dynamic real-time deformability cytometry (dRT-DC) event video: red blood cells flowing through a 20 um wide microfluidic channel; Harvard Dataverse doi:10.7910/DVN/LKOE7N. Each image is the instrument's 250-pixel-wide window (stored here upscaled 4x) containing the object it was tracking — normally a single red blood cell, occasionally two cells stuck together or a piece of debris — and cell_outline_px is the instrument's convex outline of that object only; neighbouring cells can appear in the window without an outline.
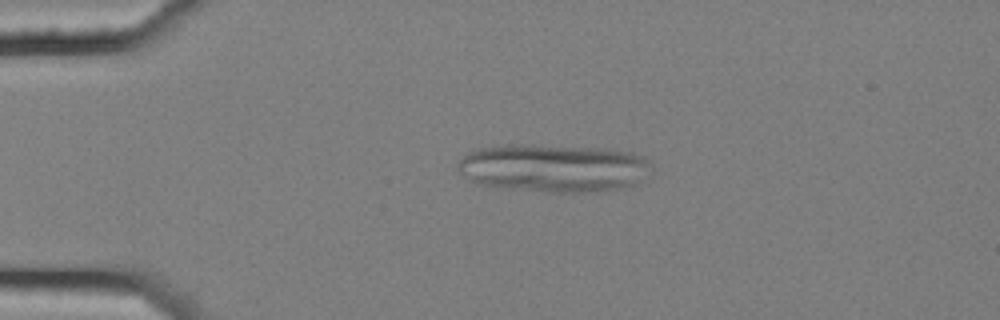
{"species": "common noctule bat (a hibernating species)", "species_latin": "Nyctalus noctula", "temperature_condition": "cold", "stored_images_in_passage": 5, "camera_frame_rate_fps": 3000, "um_per_image_px": 0.085, "animal": {"sex": "female", "body_mass_g": 25.1}, "frame": {"image": 1, "passage_image": 4, "time_ms": 1.0, "image_size_px": [1000, 320], "cell_outline_px": [[648, 164], [640, 184], [628, 188], [596, 192], [544, 192], [480, 184], [468, 180], [456, 168], [456, 164], [468, 152], [476, 148], [500, 144], [532, 144], [596, 148], [632, 152], [644, 156], [648, 160]], "centroid_in_image_um": [47.02, 14.28], "position_along_channel_um": 38.0, "area_um2": 54.62}}